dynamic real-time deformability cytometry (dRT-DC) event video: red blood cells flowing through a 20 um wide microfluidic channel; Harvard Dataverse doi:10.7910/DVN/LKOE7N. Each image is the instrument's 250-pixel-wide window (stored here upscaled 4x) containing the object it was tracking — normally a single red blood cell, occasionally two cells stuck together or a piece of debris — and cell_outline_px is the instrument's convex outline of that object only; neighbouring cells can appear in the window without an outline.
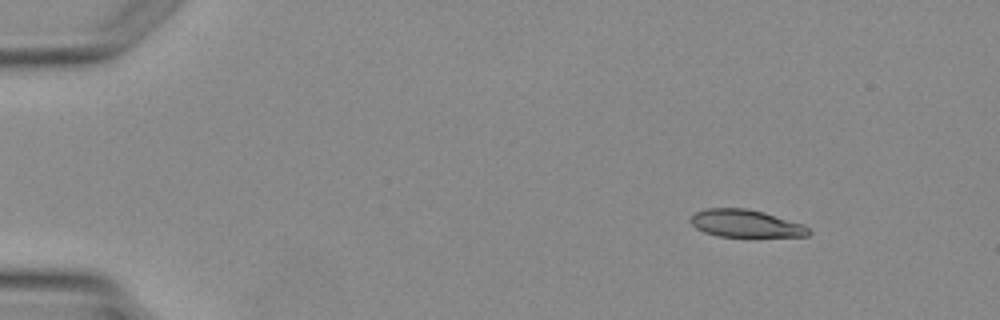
{"species": "Egyptian fruit bat (a non-hibernating species)", "species_latin": "Rousettus aegyptiacus", "temperature_condition": "warm", "stored_images_in_passage": 3, "camera_frame_rate_fps": 3000, "um_per_image_px": 0.085, "animal": {"sex": "female"}, "frame": {"image": 1, "passage_image": 1, "time_ms": 0.0, "image_size_px": [1000, 320], "cell_outline_px": [[812, 232], [808, 236], [720, 236], [704, 232], [696, 228], [688, 220], [696, 212], [708, 208], [748, 208], [764, 212], [804, 224]], "centroid_in_image_um": [63.39, 18.99], "position_along_channel_um": 21.6, "area_um2": 18.84}}
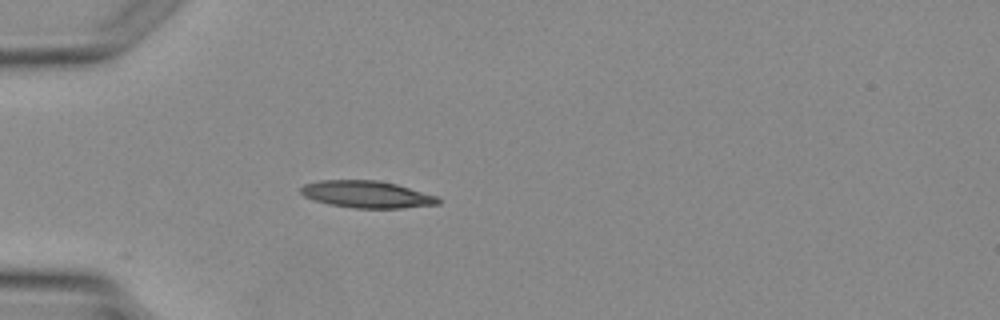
{"frame": {"image": 2, "passage_image": 3, "time_ms": 2.333, "image_size_px": [1000, 320], "cell_outline_px": [[440, 204], [400, 208], [352, 208], [328, 204], [312, 200], [304, 196], [300, 192], [300, 188], [304, 184], [320, 180], [376, 180], [396, 184], [436, 196], [440, 200]], "centroid_in_image_um": [31.13, 16.52], "position_along_channel_um": 53.9, "area_um2": 21.62}}